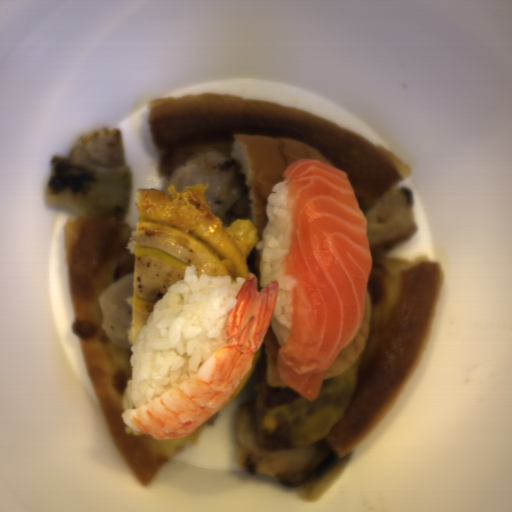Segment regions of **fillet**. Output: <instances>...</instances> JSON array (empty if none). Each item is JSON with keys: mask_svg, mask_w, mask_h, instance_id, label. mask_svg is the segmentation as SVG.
Listing matches in <instances>:
<instances>
[{"mask_svg": "<svg viewBox=\"0 0 512 512\" xmlns=\"http://www.w3.org/2000/svg\"><path fill=\"white\" fill-rule=\"evenodd\" d=\"M289 231L280 265L296 283L288 291L291 327L278 349L279 378L310 402L325 372L360 332L373 256L368 223L348 173L318 158L290 163Z\"/></svg>", "mask_w": 512, "mask_h": 512, "instance_id": "fillet-1", "label": "fillet"}]
</instances>
